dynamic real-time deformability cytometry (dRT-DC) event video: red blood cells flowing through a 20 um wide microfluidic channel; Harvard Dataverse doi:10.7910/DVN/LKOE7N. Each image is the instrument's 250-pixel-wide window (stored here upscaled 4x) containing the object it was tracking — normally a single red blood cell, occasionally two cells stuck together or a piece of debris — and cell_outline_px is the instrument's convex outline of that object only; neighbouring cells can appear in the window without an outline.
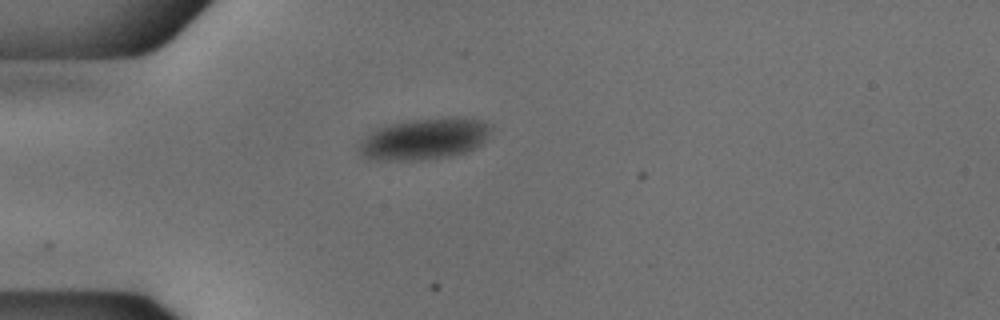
{"species": "common noctule bat (a hibernating species)", "species_latin": "Nyctalus noctula", "temperature_condition": "cold", "stored_images_in_passage": 40, "camera_frame_rate_fps": 3000, "um_per_image_px": 0.085, "animal": {"sex": "male", "body_mass_g": 18.8}, "frame": {"image": 1, "passage_image": 1, "time_ms": 0.0, "image_size_px": [1000, 320], "cell_outline_px": [[492, 132], [476, 148], [464, 152], [448, 156], [424, 160], [368, 160], [360, 156], [356, 148], [360, 140], [376, 128], [388, 124], [408, 120], [452, 116], [464, 116], [480, 120], [492, 124]], "centroid_in_image_um": [36.04, 11.79], "position_along_channel_um": 49.0, "area_um2": 32.66}}
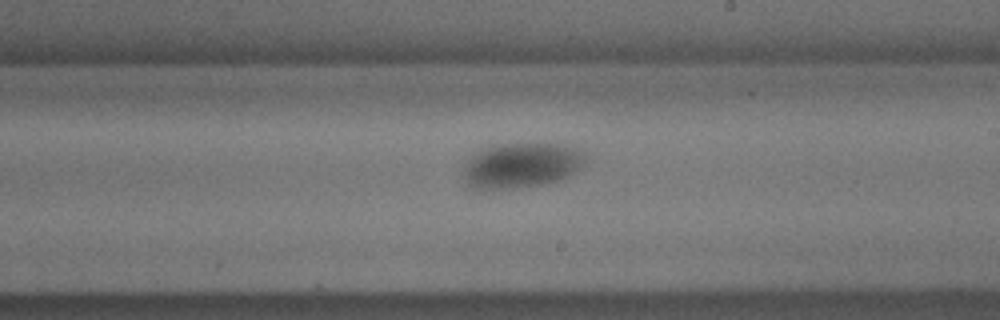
{"frame": {"image": 2, "passage_image": 18, "time_ms": 5.667, "image_size_px": [1000, 320], "cell_outline_px": [[588, 156], [584, 164], [580, 168], [568, 176], [556, 180], [540, 184], [512, 188], [472, 188], [464, 180], [464, 168], [472, 156], [476, 152], [492, 144], [564, 144], [576, 148], [584, 152]], "centroid_in_image_um": [44.35, 14.03], "position_along_channel_um": 244.7, "area_um2": 31.79}}
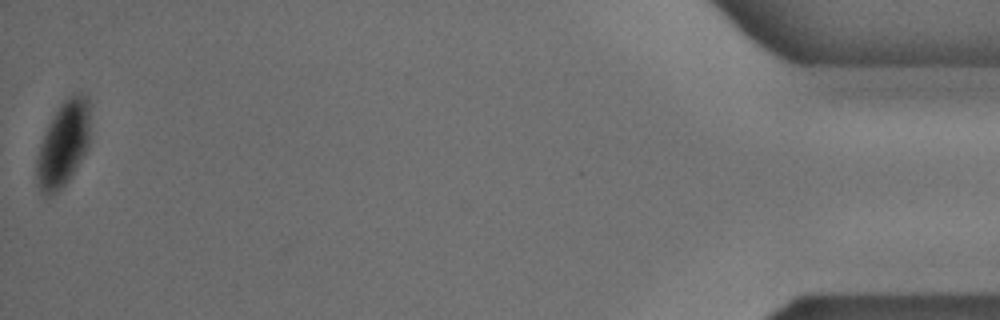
{"frame": {"image": 3, "passage_image": 40, "time_ms": 13.0, "image_size_px": [1000, 320], "cell_outline_px": [[88, 148], [72, 176], [56, 192], [48, 196], [44, 196], [40, 192], [36, 176], [36, 156], [40, 144], [48, 124], [60, 104], [68, 96], [76, 92], [84, 92], [88, 96]], "centroid_in_image_um": [5.36, 12.24], "position_along_channel_um": 429.8, "area_um2": 26.59}}